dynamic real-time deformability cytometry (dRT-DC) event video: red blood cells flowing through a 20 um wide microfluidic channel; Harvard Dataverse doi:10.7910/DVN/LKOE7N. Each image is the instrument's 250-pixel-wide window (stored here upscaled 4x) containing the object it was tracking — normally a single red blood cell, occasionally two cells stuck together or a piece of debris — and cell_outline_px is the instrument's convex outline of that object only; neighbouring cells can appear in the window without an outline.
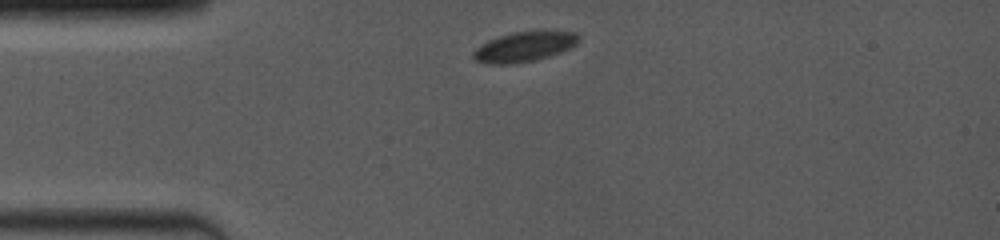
{"species": "common noctule bat (a hibernating species)", "species_latin": "Nyctalus noctula", "temperature_condition": "room temperature", "stored_images_in_passage": 46, "camera_frame_rate_fps": 4000, "um_per_image_px": 0.085, "animal": {"sex": "female", "body_mass_g": 19.0, "forearm_length_mm": 53.3}, "frame": {"image": 1, "passage_image": 1, "time_ms": 0.0, "image_size_px": [1000, 240], "cell_outline_px": [[580, 40], [572, 48], [536, 60], [516, 64], [484, 64], [476, 60], [472, 56], [472, 52], [480, 44], [488, 40], [512, 32], [576, 32], [580, 36]], "centroid_in_image_um": [44.53, 4.0], "position_along_channel_um": 40.5, "area_um2": 18.38}}
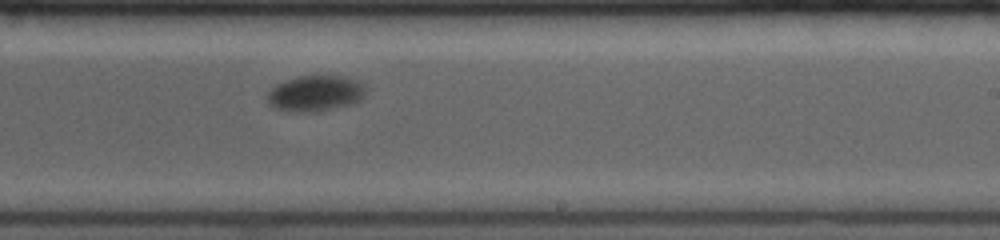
{"frame": {"image": 2, "passage_image": 27, "time_ms": 6.75, "image_size_px": [1000, 240], "cell_outline_px": [[364, 96], [356, 104], [312, 112], [292, 112], [276, 108], [268, 104], [268, 92], [276, 84], [300, 76], [340, 76], [352, 80], [360, 84], [364, 92]], "centroid_in_image_um": [26.77, 7.97], "position_along_channel_um": 262.2, "area_um2": 20.17}}
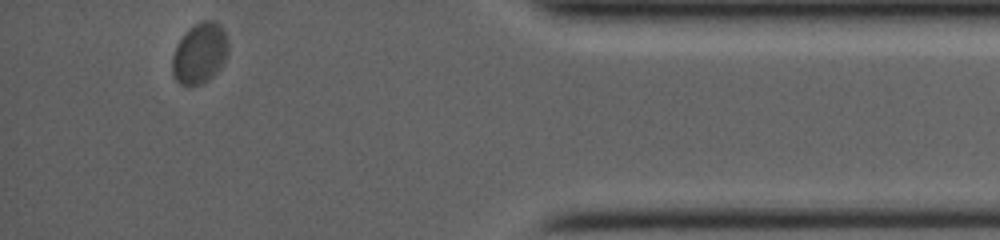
{"frame": {"image": 3, "passage_image": 46, "time_ms": 11.75, "image_size_px": [1000, 240], "cell_outline_px": [[228, 52], [220, 68], [208, 80], [200, 84], [188, 88], [180, 84], [176, 80], [172, 72], [172, 56], [176, 44], [196, 24], [204, 20], [212, 20], [220, 24], [228, 40]], "centroid_in_image_um": [16.97, 4.57], "position_along_channel_um": 418.2, "area_um2": 19.71}, "authors_computed_cell_mechanics": {"area_um2": 20.4612, "velocity_mm_per_s": 3.6993, "shape_relaxation_time_tau1_ms": 3.4792, "shape_relaxation_time_tau2_ms": null, "deformation_change_tau1": 0.126, "deformation_change_tau2": null}}